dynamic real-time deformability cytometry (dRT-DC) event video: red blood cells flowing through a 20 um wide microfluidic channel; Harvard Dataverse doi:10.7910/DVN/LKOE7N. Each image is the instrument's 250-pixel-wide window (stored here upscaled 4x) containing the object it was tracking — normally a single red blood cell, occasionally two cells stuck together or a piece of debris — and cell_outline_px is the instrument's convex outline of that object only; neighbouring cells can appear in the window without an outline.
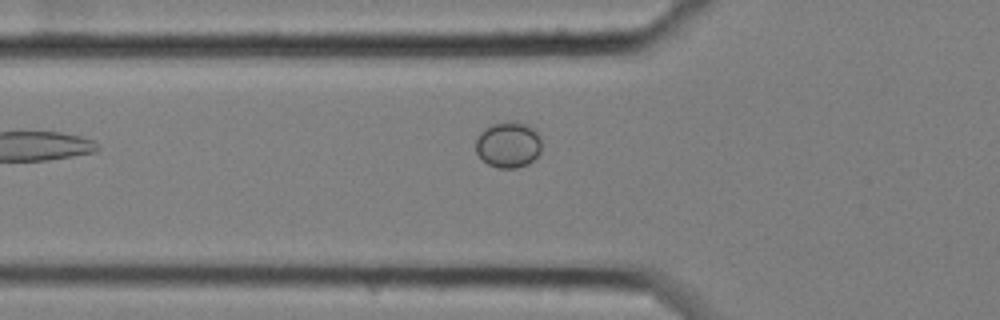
{"species": "common noctule bat (a hibernating species)", "species_latin": "Nyctalus noctula", "temperature_condition": "cold", "stored_images_in_passage": 8, "camera_frame_rate_fps": 3000, "um_per_image_px": 0.085, "animal": {"sex": "female", "body_mass_g": 25.1}, "frame": {"image": 1, "passage_image": 6, "time_ms": 1.667, "image_size_px": [1000, 320], "cell_outline_px": [[540, 152], [528, 164], [516, 168], [496, 168], [488, 164], [476, 152], [476, 140], [480, 132], [484, 128], [492, 124], [512, 120], [516, 120], [528, 124], [536, 128], [540, 136]], "centroid_in_image_um": [43.22, 12.27], "position_along_channel_um": 82.6, "area_um2": 17.92}}
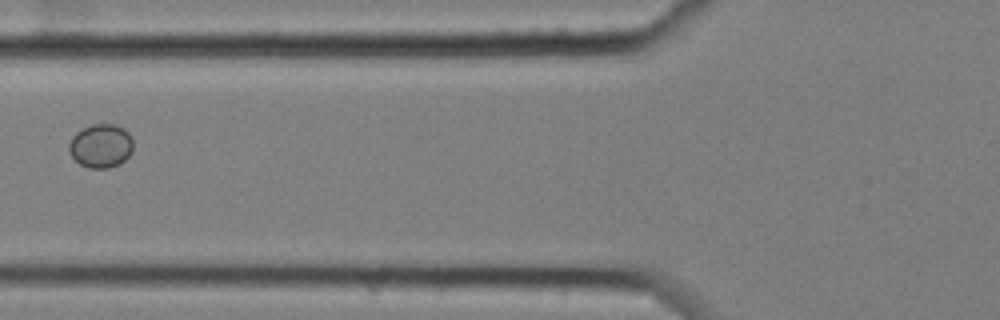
{"frame": {"image": 2, "passage_image": 7, "time_ms": 2.0, "image_size_px": [1000, 320], "cell_outline_px": [[132, 152], [124, 160], [108, 168], [88, 168], [80, 164], [68, 152], [68, 144], [72, 136], [76, 132], [92, 124], [116, 124], [124, 128], [128, 132], [132, 140]], "centroid_in_image_um": [8.55, 12.38], "position_along_channel_um": 117.2, "area_um2": 16.36}}
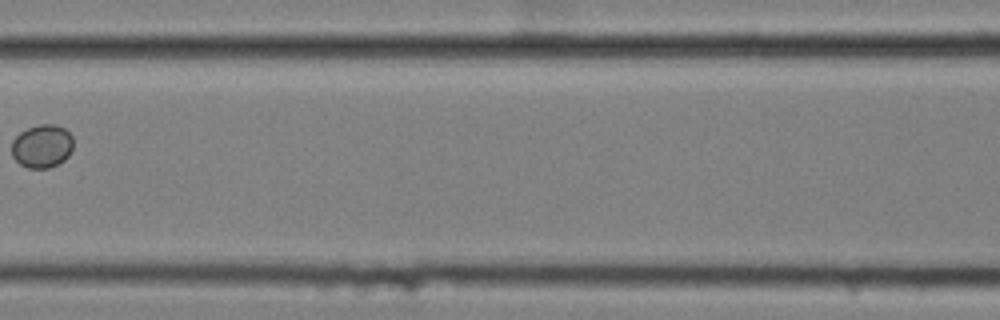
{"frame": {"image": 3, "passage_image": 8, "time_ms": 2.333, "image_size_px": [1000, 320], "cell_outline_px": [[72, 148], [68, 156], [64, 160], [48, 168], [28, 168], [20, 164], [12, 156], [12, 140], [20, 132], [28, 128], [40, 124], [56, 124], [64, 128], [72, 136]], "centroid_in_image_um": [3.56, 12.41], "position_along_channel_um": 163.0, "area_um2": 15.49}}